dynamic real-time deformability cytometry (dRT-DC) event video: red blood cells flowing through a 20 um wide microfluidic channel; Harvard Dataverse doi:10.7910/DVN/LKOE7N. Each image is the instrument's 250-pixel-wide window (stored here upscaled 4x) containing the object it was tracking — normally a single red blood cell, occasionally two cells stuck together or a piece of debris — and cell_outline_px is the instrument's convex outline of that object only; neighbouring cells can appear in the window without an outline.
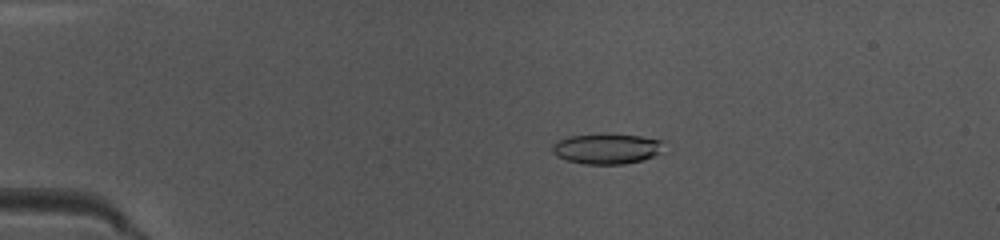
{"species": "common noctule bat (a hibernating species)", "species_latin": "Nyctalus noctula", "temperature_condition": "warm", "stored_images_in_passage": 50, "camera_frame_rate_fps": 3000, "um_per_image_px": 0.085, "animal": {"sex": "female", "body_mass_g": 10.0, "forearm_length_mm": 53.1}, "frame": {"image": 1, "passage_image": 11, "time_ms": 3.333, "image_size_px": [1000, 240], "cell_outline_px": [[668, 140], [660, 152], [644, 160], [624, 164], [584, 164], [564, 160], [556, 156], [552, 152], [552, 144], [568, 136], [640, 136]], "centroid_in_image_um": [51.61, 12.68], "position_along_channel_um": 33.4, "area_um2": 19.42}}
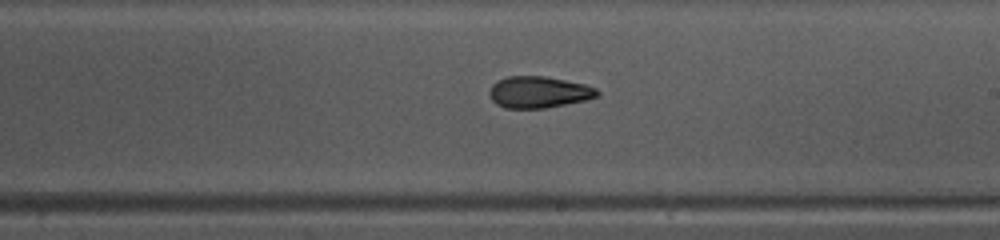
{"frame": {"image": 2, "passage_image": 30, "time_ms": 9.667, "image_size_px": [1000, 240], "cell_outline_px": [[600, 92], [596, 96], [588, 100], [544, 108], [504, 108], [496, 104], [492, 100], [488, 92], [492, 84], [496, 80], [504, 76], [544, 76], [584, 84], [596, 88]], "centroid_in_image_um": [45.75, 7.83], "position_along_channel_um": 243.2, "area_um2": 19.94}}
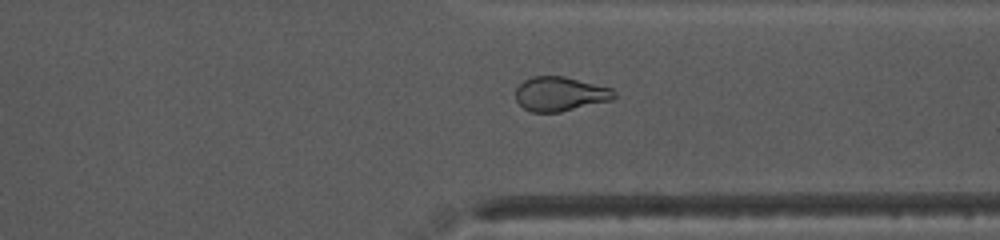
{"frame": {"image": 3, "passage_image": 39, "time_ms": 12.667, "image_size_px": [1000, 240], "cell_outline_px": [[616, 96], [612, 100], [560, 112], [532, 112], [524, 108], [516, 100], [516, 88], [524, 80], [532, 76], [564, 76], [612, 88], [616, 92]], "centroid_in_image_um": [47.62, 7.98], "position_along_channel_um": 363.8, "area_um2": 19.71}, "authors_computed_cell_mechanics": {"area_um2": 20.4323, "velocity_mm_per_s": 4.0315, "shape_relaxation_time_tau1_ms": 6.9723, "shape_relaxation_time_tau2_ms": 2.3777, "deformation_change_tau1": 0.1902, "deformation_change_tau2": 0.0995}}